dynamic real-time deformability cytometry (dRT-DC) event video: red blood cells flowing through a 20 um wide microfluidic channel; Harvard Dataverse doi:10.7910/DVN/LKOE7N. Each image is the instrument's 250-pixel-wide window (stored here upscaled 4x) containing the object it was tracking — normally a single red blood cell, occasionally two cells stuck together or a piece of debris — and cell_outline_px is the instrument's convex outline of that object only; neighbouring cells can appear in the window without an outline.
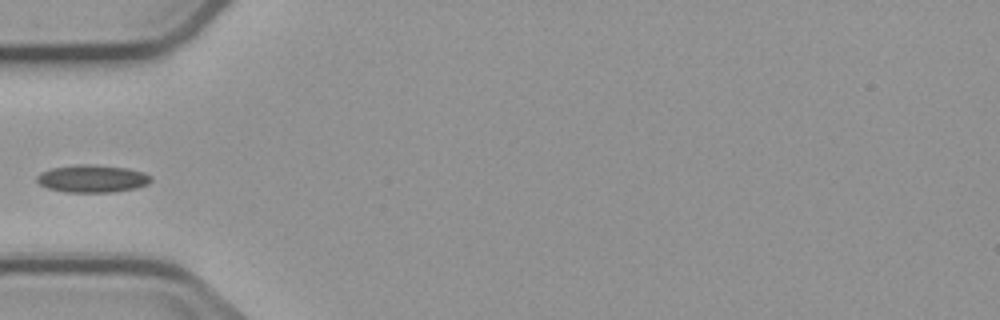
{"species": "common noctule bat (a hibernating species)", "species_latin": "Nyctalus noctula", "temperature_condition": "cold", "stored_images_in_passage": 3, "camera_frame_rate_fps": 3000, "um_per_image_px": 0.085, "animal": {"sex": "male", "body_mass_g": 23.1, "forearm_length_mm": 52.7}, "frame": {"image": 1, "passage_image": 2, "time_ms": 1.333, "image_size_px": [1000, 320], "cell_outline_px": [[152, 180], [148, 184], [136, 188], [112, 192], [64, 192], [48, 188], [40, 184], [36, 180], [36, 176], [40, 172], [52, 168], [76, 164], [92, 164], [128, 168], [144, 172], [152, 176]], "centroid_in_image_um": [7.85, 15.18], "position_along_channel_um": 77.1, "area_um2": 18.5}}
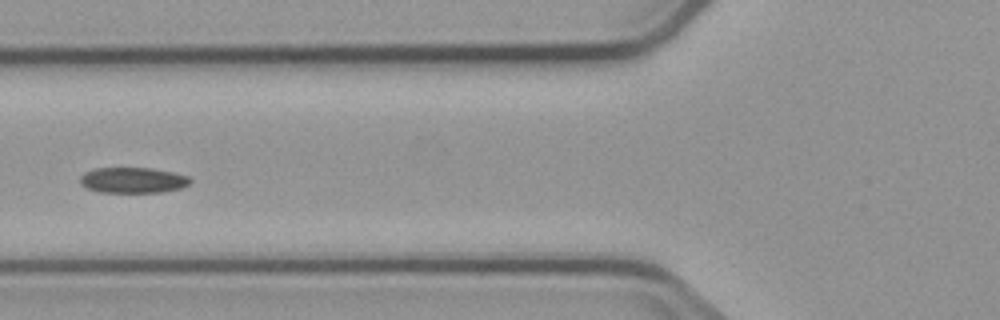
{"frame": {"image": 2, "passage_image": 3, "time_ms": 2.333, "image_size_px": [1000, 320], "cell_outline_px": [[192, 180], [188, 184], [180, 188], [164, 192], [100, 192], [88, 188], [80, 184], [80, 176], [84, 172], [96, 168], [152, 168], [172, 172], [188, 176]], "centroid_in_image_um": [11.29, 15.31], "position_along_channel_um": 114.5, "area_um2": 16.42}}